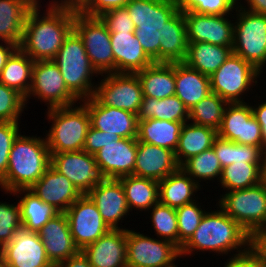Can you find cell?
<instances>
[{"label": "cell", "mask_w": 266, "mask_h": 267, "mask_svg": "<svg viewBox=\"0 0 266 267\" xmlns=\"http://www.w3.org/2000/svg\"><path fill=\"white\" fill-rule=\"evenodd\" d=\"M38 2L27 14L19 48L34 61L53 60L73 31L75 10L49 6L41 17Z\"/></svg>", "instance_id": "obj_1"}, {"label": "cell", "mask_w": 266, "mask_h": 267, "mask_svg": "<svg viewBox=\"0 0 266 267\" xmlns=\"http://www.w3.org/2000/svg\"><path fill=\"white\" fill-rule=\"evenodd\" d=\"M251 247V236L220 208L203 215L193 235L180 248V255L191 254L193 250L228 254L235 249L241 255Z\"/></svg>", "instance_id": "obj_2"}, {"label": "cell", "mask_w": 266, "mask_h": 267, "mask_svg": "<svg viewBox=\"0 0 266 267\" xmlns=\"http://www.w3.org/2000/svg\"><path fill=\"white\" fill-rule=\"evenodd\" d=\"M51 164L46 139L19 134L14 140L8 159V168L0 186L6 193L30 189Z\"/></svg>", "instance_id": "obj_3"}, {"label": "cell", "mask_w": 266, "mask_h": 267, "mask_svg": "<svg viewBox=\"0 0 266 267\" xmlns=\"http://www.w3.org/2000/svg\"><path fill=\"white\" fill-rule=\"evenodd\" d=\"M126 7L144 52L160 63V38L165 23L179 10L177 0H131Z\"/></svg>", "instance_id": "obj_4"}, {"label": "cell", "mask_w": 266, "mask_h": 267, "mask_svg": "<svg viewBox=\"0 0 266 267\" xmlns=\"http://www.w3.org/2000/svg\"><path fill=\"white\" fill-rule=\"evenodd\" d=\"M54 107L48 110L51 128L45 137L50 154L83 150L90 126L87 107Z\"/></svg>", "instance_id": "obj_5"}, {"label": "cell", "mask_w": 266, "mask_h": 267, "mask_svg": "<svg viewBox=\"0 0 266 267\" xmlns=\"http://www.w3.org/2000/svg\"><path fill=\"white\" fill-rule=\"evenodd\" d=\"M53 61L67 88L79 100L93 97L95 86L91 79L94 73H99L90 63L83 41L74 30L65 39Z\"/></svg>", "instance_id": "obj_6"}, {"label": "cell", "mask_w": 266, "mask_h": 267, "mask_svg": "<svg viewBox=\"0 0 266 267\" xmlns=\"http://www.w3.org/2000/svg\"><path fill=\"white\" fill-rule=\"evenodd\" d=\"M219 207L253 238L266 230V180L240 190L228 191Z\"/></svg>", "instance_id": "obj_7"}, {"label": "cell", "mask_w": 266, "mask_h": 267, "mask_svg": "<svg viewBox=\"0 0 266 267\" xmlns=\"http://www.w3.org/2000/svg\"><path fill=\"white\" fill-rule=\"evenodd\" d=\"M234 23L233 53L261 71L266 63V15L240 8Z\"/></svg>", "instance_id": "obj_8"}, {"label": "cell", "mask_w": 266, "mask_h": 267, "mask_svg": "<svg viewBox=\"0 0 266 267\" xmlns=\"http://www.w3.org/2000/svg\"><path fill=\"white\" fill-rule=\"evenodd\" d=\"M73 30L82 39L90 63L101 75L114 73L110 32L100 17H90L75 11Z\"/></svg>", "instance_id": "obj_9"}, {"label": "cell", "mask_w": 266, "mask_h": 267, "mask_svg": "<svg viewBox=\"0 0 266 267\" xmlns=\"http://www.w3.org/2000/svg\"><path fill=\"white\" fill-rule=\"evenodd\" d=\"M260 73L251 63L232 52L224 64L210 76L211 92L227 103H244L240 95L248 91L253 82L257 83L255 79Z\"/></svg>", "instance_id": "obj_10"}, {"label": "cell", "mask_w": 266, "mask_h": 267, "mask_svg": "<svg viewBox=\"0 0 266 267\" xmlns=\"http://www.w3.org/2000/svg\"><path fill=\"white\" fill-rule=\"evenodd\" d=\"M95 85L93 97L105 106L138 114L143 100L141 82L136 73H107Z\"/></svg>", "instance_id": "obj_11"}, {"label": "cell", "mask_w": 266, "mask_h": 267, "mask_svg": "<svg viewBox=\"0 0 266 267\" xmlns=\"http://www.w3.org/2000/svg\"><path fill=\"white\" fill-rule=\"evenodd\" d=\"M127 267H177L180 249L170 241L126 229Z\"/></svg>", "instance_id": "obj_12"}, {"label": "cell", "mask_w": 266, "mask_h": 267, "mask_svg": "<svg viewBox=\"0 0 266 267\" xmlns=\"http://www.w3.org/2000/svg\"><path fill=\"white\" fill-rule=\"evenodd\" d=\"M48 102V109L74 105L79 99L67 88L62 74L53 60L35 61L32 67L31 86L25 103L29 97Z\"/></svg>", "instance_id": "obj_13"}, {"label": "cell", "mask_w": 266, "mask_h": 267, "mask_svg": "<svg viewBox=\"0 0 266 267\" xmlns=\"http://www.w3.org/2000/svg\"><path fill=\"white\" fill-rule=\"evenodd\" d=\"M64 213L68 218L71 235L80 251L110 230L87 194L81 195Z\"/></svg>", "instance_id": "obj_14"}, {"label": "cell", "mask_w": 266, "mask_h": 267, "mask_svg": "<svg viewBox=\"0 0 266 267\" xmlns=\"http://www.w3.org/2000/svg\"><path fill=\"white\" fill-rule=\"evenodd\" d=\"M218 137L242 145L260 147L264 151L261 126L253 115L252 107L244 103H228Z\"/></svg>", "instance_id": "obj_15"}, {"label": "cell", "mask_w": 266, "mask_h": 267, "mask_svg": "<svg viewBox=\"0 0 266 267\" xmlns=\"http://www.w3.org/2000/svg\"><path fill=\"white\" fill-rule=\"evenodd\" d=\"M7 267H52L38 232L19 227L13 239L0 249Z\"/></svg>", "instance_id": "obj_16"}, {"label": "cell", "mask_w": 266, "mask_h": 267, "mask_svg": "<svg viewBox=\"0 0 266 267\" xmlns=\"http://www.w3.org/2000/svg\"><path fill=\"white\" fill-rule=\"evenodd\" d=\"M50 155V165L60 174L65 175L82 195L87 194L103 179L93 154L79 150Z\"/></svg>", "instance_id": "obj_17"}, {"label": "cell", "mask_w": 266, "mask_h": 267, "mask_svg": "<svg viewBox=\"0 0 266 267\" xmlns=\"http://www.w3.org/2000/svg\"><path fill=\"white\" fill-rule=\"evenodd\" d=\"M188 43L207 42L214 45L233 47L234 23L224 16L183 12Z\"/></svg>", "instance_id": "obj_18"}, {"label": "cell", "mask_w": 266, "mask_h": 267, "mask_svg": "<svg viewBox=\"0 0 266 267\" xmlns=\"http://www.w3.org/2000/svg\"><path fill=\"white\" fill-rule=\"evenodd\" d=\"M137 138H120L105 144L94 156L102 178L119 179L133 175Z\"/></svg>", "instance_id": "obj_19"}, {"label": "cell", "mask_w": 266, "mask_h": 267, "mask_svg": "<svg viewBox=\"0 0 266 267\" xmlns=\"http://www.w3.org/2000/svg\"><path fill=\"white\" fill-rule=\"evenodd\" d=\"M90 115V125L121 138H137L138 116L123 109L101 105L94 97L82 100Z\"/></svg>", "instance_id": "obj_20"}, {"label": "cell", "mask_w": 266, "mask_h": 267, "mask_svg": "<svg viewBox=\"0 0 266 267\" xmlns=\"http://www.w3.org/2000/svg\"><path fill=\"white\" fill-rule=\"evenodd\" d=\"M87 195L95 203L103 221L110 229H120L118 222L130 211L121 181L103 178Z\"/></svg>", "instance_id": "obj_21"}, {"label": "cell", "mask_w": 266, "mask_h": 267, "mask_svg": "<svg viewBox=\"0 0 266 267\" xmlns=\"http://www.w3.org/2000/svg\"><path fill=\"white\" fill-rule=\"evenodd\" d=\"M47 257L54 266L80 252L70 232L65 213H58L39 231Z\"/></svg>", "instance_id": "obj_22"}, {"label": "cell", "mask_w": 266, "mask_h": 267, "mask_svg": "<svg viewBox=\"0 0 266 267\" xmlns=\"http://www.w3.org/2000/svg\"><path fill=\"white\" fill-rule=\"evenodd\" d=\"M179 168L175 151L137 140L134 176L159 182Z\"/></svg>", "instance_id": "obj_23"}, {"label": "cell", "mask_w": 266, "mask_h": 267, "mask_svg": "<svg viewBox=\"0 0 266 267\" xmlns=\"http://www.w3.org/2000/svg\"><path fill=\"white\" fill-rule=\"evenodd\" d=\"M29 190L59 213H64L82 195L65 175L51 165Z\"/></svg>", "instance_id": "obj_24"}, {"label": "cell", "mask_w": 266, "mask_h": 267, "mask_svg": "<svg viewBox=\"0 0 266 267\" xmlns=\"http://www.w3.org/2000/svg\"><path fill=\"white\" fill-rule=\"evenodd\" d=\"M82 252L92 267H127L126 229H110Z\"/></svg>", "instance_id": "obj_25"}, {"label": "cell", "mask_w": 266, "mask_h": 267, "mask_svg": "<svg viewBox=\"0 0 266 267\" xmlns=\"http://www.w3.org/2000/svg\"><path fill=\"white\" fill-rule=\"evenodd\" d=\"M114 73H136L154 62L146 55L134 33H110Z\"/></svg>", "instance_id": "obj_26"}, {"label": "cell", "mask_w": 266, "mask_h": 267, "mask_svg": "<svg viewBox=\"0 0 266 267\" xmlns=\"http://www.w3.org/2000/svg\"><path fill=\"white\" fill-rule=\"evenodd\" d=\"M175 95L188 110L211 94L210 76L192 69L184 62L175 63Z\"/></svg>", "instance_id": "obj_27"}, {"label": "cell", "mask_w": 266, "mask_h": 267, "mask_svg": "<svg viewBox=\"0 0 266 267\" xmlns=\"http://www.w3.org/2000/svg\"><path fill=\"white\" fill-rule=\"evenodd\" d=\"M188 44L184 14L178 10L165 23V31L160 38V63L184 62Z\"/></svg>", "instance_id": "obj_28"}, {"label": "cell", "mask_w": 266, "mask_h": 267, "mask_svg": "<svg viewBox=\"0 0 266 267\" xmlns=\"http://www.w3.org/2000/svg\"><path fill=\"white\" fill-rule=\"evenodd\" d=\"M38 0H0V39L21 45L25 19Z\"/></svg>", "instance_id": "obj_29"}, {"label": "cell", "mask_w": 266, "mask_h": 267, "mask_svg": "<svg viewBox=\"0 0 266 267\" xmlns=\"http://www.w3.org/2000/svg\"><path fill=\"white\" fill-rule=\"evenodd\" d=\"M143 97L164 99L175 95V63H156L136 72Z\"/></svg>", "instance_id": "obj_30"}, {"label": "cell", "mask_w": 266, "mask_h": 267, "mask_svg": "<svg viewBox=\"0 0 266 267\" xmlns=\"http://www.w3.org/2000/svg\"><path fill=\"white\" fill-rule=\"evenodd\" d=\"M218 137L217 130L194 123H184L175 150L178 164L181 166L189 158L211 148Z\"/></svg>", "instance_id": "obj_31"}, {"label": "cell", "mask_w": 266, "mask_h": 267, "mask_svg": "<svg viewBox=\"0 0 266 267\" xmlns=\"http://www.w3.org/2000/svg\"><path fill=\"white\" fill-rule=\"evenodd\" d=\"M159 202L178 208L194 202V192L200 189L199 185L181 167L159 182ZM193 199V200H192Z\"/></svg>", "instance_id": "obj_32"}, {"label": "cell", "mask_w": 266, "mask_h": 267, "mask_svg": "<svg viewBox=\"0 0 266 267\" xmlns=\"http://www.w3.org/2000/svg\"><path fill=\"white\" fill-rule=\"evenodd\" d=\"M232 52V47L207 42L189 43L184 63L202 74L211 76Z\"/></svg>", "instance_id": "obj_33"}, {"label": "cell", "mask_w": 266, "mask_h": 267, "mask_svg": "<svg viewBox=\"0 0 266 267\" xmlns=\"http://www.w3.org/2000/svg\"><path fill=\"white\" fill-rule=\"evenodd\" d=\"M184 123L159 119L138 120L137 140L175 151Z\"/></svg>", "instance_id": "obj_34"}, {"label": "cell", "mask_w": 266, "mask_h": 267, "mask_svg": "<svg viewBox=\"0 0 266 267\" xmlns=\"http://www.w3.org/2000/svg\"><path fill=\"white\" fill-rule=\"evenodd\" d=\"M34 62V60L18 48L7 60L2 69L0 83L16 90L26 98L31 86Z\"/></svg>", "instance_id": "obj_35"}, {"label": "cell", "mask_w": 266, "mask_h": 267, "mask_svg": "<svg viewBox=\"0 0 266 267\" xmlns=\"http://www.w3.org/2000/svg\"><path fill=\"white\" fill-rule=\"evenodd\" d=\"M137 116L138 120L159 119L188 122L189 110L176 95L159 100L143 97Z\"/></svg>", "instance_id": "obj_36"}, {"label": "cell", "mask_w": 266, "mask_h": 267, "mask_svg": "<svg viewBox=\"0 0 266 267\" xmlns=\"http://www.w3.org/2000/svg\"><path fill=\"white\" fill-rule=\"evenodd\" d=\"M121 181L129 210H149L159 202L158 181L136 177L134 175L119 178Z\"/></svg>", "instance_id": "obj_37"}, {"label": "cell", "mask_w": 266, "mask_h": 267, "mask_svg": "<svg viewBox=\"0 0 266 267\" xmlns=\"http://www.w3.org/2000/svg\"><path fill=\"white\" fill-rule=\"evenodd\" d=\"M25 193L19 203L22 226L33 232H38L50 219L59 212L51 205L43 202L29 189H19L13 194Z\"/></svg>", "instance_id": "obj_38"}, {"label": "cell", "mask_w": 266, "mask_h": 267, "mask_svg": "<svg viewBox=\"0 0 266 267\" xmlns=\"http://www.w3.org/2000/svg\"><path fill=\"white\" fill-rule=\"evenodd\" d=\"M265 163L234 162L222 168L220 183L227 190L255 186L264 180Z\"/></svg>", "instance_id": "obj_39"}, {"label": "cell", "mask_w": 266, "mask_h": 267, "mask_svg": "<svg viewBox=\"0 0 266 267\" xmlns=\"http://www.w3.org/2000/svg\"><path fill=\"white\" fill-rule=\"evenodd\" d=\"M227 104L220 96L211 93L189 110V120L194 124L218 130Z\"/></svg>", "instance_id": "obj_40"}, {"label": "cell", "mask_w": 266, "mask_h": 267, "mask_svg": "<svg viewBox=\"0 0 266 267\" xmlns=\"http://www.w3.org/2000/svg\"><path fill=\"white\" fill-rule=\"evenodd\" d=\"M200 186L199 180H213L215 177L220 180L222 174L221 163L216 156L213 147L204 150L186 160L180 166ZM199 179V180H197Z\"/></svg>", "instance_id": "obj_41"}, {"label": "cell", "mask_w": 266, "mask_h": 267, "mask_svg": "<svg viewBox=\"0 0 266 267\" xmlns=\"http://www.w3.org/2000/svg\"><path fill=\"white\" fill-rule=\"evenodd\" d=\"M152 226L158 236L175 244L179 248V233L176 209L158 202L152 207Z\"/></svg>", "instance_id": "obj_42"}, {"label": "cell", "mask_w": 266, "mask_h": 267, "mask_svg": "<svg viewBox=\"0 0 266 267\" xmlns=\"http://www.w3.org/2000/svg\"><path fill=\"white\" fill-rule=\"evenodd\" d=\"M200 207L195 201L176 208L179 249L190 239L206 213Z\"/></svg>", "instance_id": "obj_43"}, {"label": "cell", "mask_w": 266, "mask_h": 267, "mask_svg": "<svg viewBox=\"0 0 266 267\" xmlns=\"http://www.w3.org/2000/svg\"><path fill=\"white\" fill-rule=\"evenodd\" d=\"M238 0H177L182 12L194 11L198 14L229 15ZM234 8V9H233Z\"/></svg>", "instance_id": "obj_44"}, {"label": "cell", "mask_w": 266, "mask_h": 267, "mask_svg": "<svg viewBox=\"0 0 266 267\" xmlns=\"http://www.w3.org/2000/svg\"><path fill=\"white\" fill-rule=\"evenodd\" d=\"M25 98L16 90L0 83V122L18 123Z\"/></svg>", "instance_id": "obj_45"}, {"label": "cell", "mask_w": 266, "mask_h": 267, "mask_svg": "<svg viewBox=\"0 0 266 267\" xmlns=\"http://www.w3.org/2000/svg\"><path fill=\"white\" fill-rule=\"evenodd\" d=\"M22 226L20 206L0 202V249L9 243Z\"/></svg>", "instance_id": "obj_46"}, {"label": "cell", "mask_w": 266, "mask_h": 267, "mask_svg": "<svg viewBox=\"0 0 266 267\" xmlns=\"http://www.w3.org/2000/svg\"><path fill=\"white\" fill-rule=\"evenodd\" d=\"M19 123L0 122V182L5 178L9 154L14 140L19 135Z\"/></svg>", "instance_id": "obj_47"}, {"label": "cell", "mask_w": 266, "mask_h": 267, "mask_svg": "<svg viewBox=\"0 0 266 267\" xmlns=\"http://www.w3.org/2000/svg\"><path fill=\"white\" fill-rule=\"evenodd\" d=\"M99 17L107 25L110 33H134L135 25L129 16L126 6L110 9Z\"/></svg>", "instance_id": "obj_48"}, {"label": "cell", "mask_w": 266, "mask_h": 267, "mask_svg": "<svg viewBox=\"0 0 266 267\" xmlns=\"http://www.w3.org/2000/svg\"><path fill=\"white\" fill-rule=\"evenodd\" d=\"M130 1L131 0H87L78 12L90 17H99L110 9L126 6Z\"/></svg>", "instance_id": "obj_49"}, {"label": "cell", "mask_w": 266, "mask_h": 267, "mask_svg": "<svg viewBox=\"0 0 266 267\" xmlns=\"http://www.w3.org/2000/svg\"><path fill=\"white\" fill-rule=\"evenodd\" d=\"M121 137L112 135L110 132L100 131L92 127L88 128L83 150L89 154H95L108 142L119 140Z\"/></svg>", "instance_id": "obj_50"}, {"label": "cell", "mask_w": 266, "mask_h": 267, "mask_svg": "<svg viewBox=\"0 0 266 267\" xmlns=\"http://www.w3.org/2000/svg\"><path fill=\"white\" fill-rule=\"evenodd\" d=\"M234 162L266 163V153L260 147L234 142Z\"/></svg>", "instance_id": "obj_51"}, {"label": "cell", "mask_w": 266, "mask_h": 267, "mask_svg": "<svg viewBox=\"0 0 266 267\" xmlns=\"http://www.w3.org/2000/svg\"><path fill=\"white\" fill-rule=\"evenodd\" d=\"M224 267H265L261 256L251 247L246 253L228 259Z\"/></svg>", "instance_id": "obj_52"}, {"label": "cell", "mask_w": 266, "mask_h": 267, "mask_svg": "<svg viewBox=\"0 0 266 267\" xmlns=\"http://www.w3.org/2000/svg\"><path fill=\"white\" fill-rule=\"evenodd\" d=\"M213 149L224 168L234 163V142L217 137L213 144Z\"/></svg>", "instance_id": "obj_53"}, {"label": "cell", "mask_w": 266, "mask_h": 267, "mask_svg": "<svg viewBox=\"0 0 266 267\" xmlns=\"http://www.w3.org/2000/svg\"><path fill=\"white\" fill-rule=\"evenodd\" d=\"M251 107L254 117L261 126V132L264 143V152L266 153V102L259 104V106L257 107L254 106Z\"/></svg>", "instance_id": "obj_54"}, {"label": "cell", "mask_w": 266, "mask_h": 267, "mask_svg": "<svg viewBox=\"0 0 266 267\" xmlns=\"http://www.w3.org/2000/svg\"><path fill=\"white\" fill-rule=\"evenodd\" d=\"M252 248L261 256L266 267V230L257 233L252 238Z\"/></svg>", "instance_id": "obj_55"}, {"label": "cell", "mask_w": 266, "mask_h": 267, "mask_svg": "<svg viewBox=\"0 0 266 267\" xmlns=\"http://www.w3.org/2000/svg\"><path fill=\"white\" fill-rule=\"evenodd\" d=\"M58 267H92V266L89 264L87 257L83 254L82 251H80L76 255L60 263Z\"/></svg>", "instance_id": "obj_56"}, {"label": "cell", "mask_w": 266, "mask_h": 267, "mask_svg": "<svg viewBox=\"0 0 266 267\" xmlns=\"http://www.w3.org/2000/svg\"><path fill=\"white\" fill-rule=\"evenodd\" d=\"M5 45L0 44V73L4 68L7 60L19 48L17 45L4 41Z\"/></svg>", "instance_id": "obj_57"}, {"label": "cell", "mask_w": 266, "mask_h": 267, "mask_svg": "<svg viewBox=\"0 0 266 267\" xmlns=\"http://www.w3.org/2000/svg\"><path fill=\"white\" fill-rule=\"evenodd\" d=\"M86 2L87 0H61V3H59L58 1H53V3L51 2V5L49 6L78 11Z\"/></svg>", "instance_id": "obj_58"}, {"label": "cell", "mask_w": 266, "mask_h": 267, "mask_svg": "<svg viewBox=\"0 0 266 267\" xmlns=\"http://www.w3.org/2000/svg\"><path fill=\"white\" fill-rule=\"evenodd\" d=\"M248 3V8H243V6L240 4V8L257 13V14H263L266 15V0H246Z\"/></svg>", "instance_id": "obj_59"}, {"label": "cell", "mask_w": 266, "mask_h": 267, "mask_svg": "<svg viewBox=\"0 0 266 267\" xmlns=\"http://www.w3.org/2000/svg\"><path fill=\"white\" fill-rule=\"evenodd\" d=\"M0 267H7L5 264H4V261L3 259L0 257Z\"/></svg>", "instance_id": "obj_60"}, {"label": "cell", "mask_w": 266, "mask_h": 267, "mask_svg": "<svg viewBox=\"0 0 266 267\" xmlns=\"http://www.w3.org/2000/svg\"><path fill=\"white\" fill-rule=\"evenodd\" d=\"M264 179L266 180V163H265Z\"/></svg>", "instance_id": "obj_61"}]
</instances>
